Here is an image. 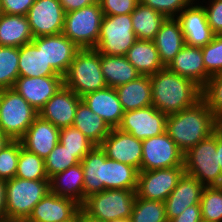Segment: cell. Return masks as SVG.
Instances as JSON below:
<instances>
[{
    "label": "cell",
    "mask_w": 222,
    "mask_h": 222,
    "mask_svg": "<svg viewBox=\"0 0 222 222\" xmlns=\"http://www.w3.org/2000/svg\"><path fill=\"white\" fill-rule=\"evenodd\" d=\"M19 76V48L0 46V90L13 88Z\"/></svg>",
    "instance_id": "cell-35"
},
{
    "label": "cell",
    "mask_w": 222,
    "mask_h": 222,
    "mask_svg": "<svg viewBox=\"0 0 222 222\" xmlns=\"http://www.w3.org/2000/svg\"><path fill=\"white\" fill-rule=\"evenodd\" d=\"M73 126L80 130L95 146H100L111 131L109 125L82 100L77 106Z\"/></svg>",
    "instance_id": "cell-31"
},
{
    "label": "cell",
    "mask_w": 222,
    "mask_h": 222,
    "mask_svg": "<svg viewBox=\"0 0 222 222\" xmlns=\"http://www.w3.org/2000/svg\"><path fill=\"white\" fill-rule=\"evenodd\" d=\"M15 177L30 180H49L44 159L21 147Z\"/></svg>",
    "instance_id": "cell-36"
},
{
    "label": "cell",
    "mask_w": 222,
    "mask_h": 222,
    "mask_svg": "<svg viewBox=\"0 0 222 222\" xmlns=\"http://www.w3.org/2000/svg\"><path fill=\"white\" fill-rule=\"evenodd\" d=\"M204 187L198 179L184 173L164 201L167 221L179 216L187 207L200 205Z\"/></svg>",
    "instance_id": "cell-20"
},
{
    "label": "cell",
    "mask_w": 222,
    "mask_h": 222,
    "mask_svg": "<svg viewBox=\"0 0 222 222\" xmlns=\"http://www.w3.org/2000/svg\"><path fill=\"white\" fill-rule=\"evenodd\" d=\"M88 107L112 128H117L124 115L115 88L106 87L82 97Z\"/></svg>",
    "instance_id": "cell-23"
},
{
    "label": "cell",
    "mask_w": 222,
    "mask_h": 222,
    "mask_svg": "<svg viewBox=\"0 0 222 222\" xmlns=\"http://www.w3.org/2000/svg\"><path fill=\"white\" fill-rule=\"evenodd\" d=\"M202 99L206 102L213 116L222 113V73L215 74L202 87Z\"/></svg>",
    "instance_id": "cell-42"
},
{
    "label": "cell",
    "mask_w": 222,
    "mask_h": 222,
    "mask_svg": "<svg viewBox=\"0 0 222 222\" xmlns=\"http://www.w3.org/2000/svg\"><path fill=\"white\" fill-rule=\"evenodd\" d=\"M168 222H202L201 206L193 205L187 207L179 216Z\"/></svg>",
    "instance_id": "cell-48"
},
{
    "label": "cell",
    "mask_w": 222,
    "mask_h": 222,
    "mask_svg": "<svg viewBox=\"0 0 222 222\" xmlns=\"http://www.w3.org/2000/svg\"><path fill=\"white\" fill-rule=\"evenodd\" d=\"M193 0H139L166 18H176Z\"/></svg>",
    "instance_id": "cell-44"
},
{
    "label": "cell",
    "mask_w": 222,
    "mask_h": 222,
    "mask_svg": "<svg viewBox=\"0 0 222 222\" xmlns=\"http://www.w3.org/2000/svg\"><path fill=\"white\" fill-rule=\"evenodd\" d=\"M82 100L73 90L64 85L46 102L38 115L61 129L73 126L77 106Z\"/></svg>",
    "instance_id": "cell-17"
},
{
    "label": "cell",
    "mask_w": 222,
    "mask_h": 222,
    "mask_svg": "<svg viewBox=\"0 0 222 222\" xmlns=\"http://www.w3.org/2000/svg\"><path fill=\"white\" fill-rule=\"evenodd\" d=\"M19 75L25 77L61 76L45 61L43 36L34 38L30 43L19 48Z\"/></svg>",
    "instance_id": "cell-24"
},
{
    "label": "cell",
    "mask_w": 222,
    "mask_h": 222,
    "mask_svg": "<svg viewBox=\"0 0 222 222\" xmlns=\"http://www.w3.org/2000/svg\"><path fill=\"white\" fill-rule=\"evenodd\" d=\"M100 63L107 87L116 88L141 76L125 56L100 54Z\"/></svg>",
    "instance_id": "cell-30"
},
{
    "label": "cell",
    "mask_w": 222,
    "mask_h": 222,
    "mask_svg": "<svg viewBox=\"0 0 222 222\" xmlns=\"http://www.w3.org/2000/svg\"><path fill=\"white\" fill-rule=\"evenodd\" d=\"M103 16L99 2L65 13L62 33L80 49H94Z\"/></svg>",
    "instance_id": "cell-8"
},
{
    "label": "cell",
    "mask_w": 222,
    "mask_h": 222,
    "mask_svg": "<svg viewBox=\"0 0 222 222\" xmlns=\"http://www.w3.org/2000/svg\"><path fill=\"white\" fill-rule=\"evenodd\" d=\"M137 40L131 14L104 15L95 50L110 56H125Z\"/></svg>",
    "instance_id": "cell-9"
},
{
    "label": "cell",
    "mask_w": 222,
    "mask_h": 222,
    "mask_svg": "<svg viewBox=\"0 0 222 222\" xmlns=\"http://www.w3.org/2000/svg\"><path fill=\"white\" fill-rule=\"evenodd\" d=\"M139 171L128 164H124L107 158L104 162V180L105 190L110 189H137Z\"/></svg>",
    "instance_id": "cell-33"
},
{
    "label": "cell",
    "mask_w": 222,
    "mask_h": 222,
    "mask_svg": "<svg viewBox=\"0 0 222 222\" xmlns=\"http://www.w3.org/2000/svg\"><path fill=\"white\" fill-rule=\"evenodd\" d=\"M59 142L80 162L95 145L76 127L69 126L60 129Z\"/></svg>",
    "instance_id": "cell-38"
},
{
    "label": "cell",
    "mask_w": 222,
    "mask_h": 222,
    "mask_svg": "<svg viewBox=\"0 0 222 222\" xmlns=\"http://www.w3.org/2000/svg\"><path fill=\"white\" fill-rule=\"evenodd\" d=\"M21 147L20 140H11L0 151V179L7 181L15 177Z\"/></svg>",
    "instance_id": "cell-41"
},
{
    "label": "cell",
    "mask_w": 222,
    "mask_h": 222,
    "mask_svg": "<svg viewBox=\"0 0 222 222\" xmlns=\"http://www.w3.org/2000/svg\"><path fill=\"white\" fill-rule=\"evenodd\" d=\"M133 31L138 40L153 41L166 17L140 2L131 13Z\"/></svg>",
    "instance_id": "cell-34"
},
{
    "label": "cell",
    "mask_w": 222,
    "mask_h": 222,
    "mask_svg": "<svg viewBox=\"0 0 222 222\" xmlns=\"http://www.w3.org/2000/svg\"><path fill=\"white\" fill-rule=\"evenodd\" d=\"M125 57L141 75H152L164 68L155 43L150 40H136Z\"/></svg>",
    "instance_id": "cell-32"
},
{
    "label": "cell",
    "mask_w": 222,
    "mask_h": 222,
    "mask_svg": "<svg viewBox=\"0 0 222 222\" xmlns=\"http://www.w3.org/2000/svg\"><path fill=\"white\" fill-rule=\"evenodd\" d=\"M200 206L202 222H222V188L205 186Z\"/></svg>",
    "instance_id": "cell-39"
},
{
    "label": "cell",
    "mask_w": 222,
    "mask_h": 222,
    "mask_svg": "<svg viewBox=\"0 0 222 222\" xmlns=\"http://www.w3.org/2000/svg\"><path fill=\"white\" fill-rule=\"evenodd\" d=\"M130 219L131 222H168L165 203L136 196Z\"/></svg>",
    "instance_id": "cell-37"
},
{
    "label": "cell",
    "mask_w": 222,
    "mask_h": 222,
    "mask_svg": "<svg viewBox=\"0 0 222 222\" xmlns=\"http://www.w3.org/2000/svg\"><path fill=\"white\" fill-rule=\"evenodd\" d=\"M214 133L222 139V113L214 117Z\"/></svg>",
    "instance_id": "cell-51"
},
{
    "label": "cell",
    "mask_w": 222,
    "mask_h": 222,
    "mask_svg": "<svg viewBox=\"0 0 222 222\" xmlns=\"http://www.w3.org/2000/svg\"><path fill=\"white\" fill-rule=\"evenodd\" d=\"M111 222H131V219L128 218V219H118V220H113Z\"/></svg>",
    "instance_id": "cell-55"
},
{
    "label": "cell",
    "mask_w": 222,
    "mask_h": 222,
    "mask_svg": "<svg viewBox=\"0 0 222 222\" xmlns=\"http://www.w3.org/2000/svg\"><path fill=\"white\" fill-rule=\"evenodd\" d=\"M104 15L131 14L139 0H98Z\"/></svg>",
    "instance_id": "cell-45"
},
{
    "label": "cell",
    "mask_w": 222,
    "mask_h": 222,
    "mask_svg": "<svg viewBox=\"0 0 222 222\" xmlns=\"http://www.w3.org/2000/svg\"><path fill=\"white\" fill-rule=\"evenodd\" d=\"M199 1L200 0L194 2L193 0L179 13L176 19L180 23L185 44L203 47L213 40L215 34L207 22L205 9L203 7L204 1H200L201 4H199Z\"/></svg>",
    "instance_id": "cell-14"
},
{
    "label": "cell",
    "mask_w": 222,
    "mask_h": 222,
    "mask_svg": "<svg viewBox=\"0 0 222 222\" xmlns=\"http://www.w3.org/2000/svg\"><path fill=\"white\" fill-rule=\"evenodd\" d=\"M45 170L49 179L66 169L81 163L73 153L67 150L60 142L44 159Z\"/></svg>",
    "instance_id": "cell-40"
},
{
    "label": "cell",
    "mask_w": 222,
    "mask_h": 222,
    "mask_svg": "<svg viewBox=\"0 0 222 222\" xmlns=\"http://www.w3.org/2000/svg\"><path fill=\"white\" fill-rule=\"evenodd\" d=\"M107 158L135 167L139 172L142 159V141L133 135L112 128L100 145Z\"/></svg>",
    "instance_id": "cell-15"
},
{
    "label": "cell",
    "mask_w": 222,
    "mask_h": 222,
    "mask_svg": "<svg viewBox=\"0 0 222 222\" xmlns=\"http://www.w3.org/2000/svg\"><path fill=\"white\" fill-rule=\"evenodd\" d=\"M115 90L124 112L152 106L151 80L148 75H141Z\"/></svg>",
    "instance_id": "cell-27"
},
{
    "label": "cell",
    "mask_w": 222,
    "mask_h": 222,
    "mask_svg": "<svg viewBox=\"0 0 222 222\" xmlns=\"http://www.w3.org/2000/svg\"><path fill=\"white\" fill-rule=\"evenodd\" d=\"M184 173V166L140 171L138 173L136 196L164 202Z\"/></svg>",
    "instance_id": "cell-11"
},
{
    "label": "cell",
    "mask_w": 222,
    "mask_h": 222,
    "mask_svg": "<svg viewBox=\"0 0 222 222\" xmlns=\"http://www.w3.org/2000/svg\"><path fill=\"white\" fill-rule=\"evenodd\" d=\"M152 105L166 115L193 106L202 96V88L191 79L170 71L167 67L149 75Z\"/></svg>",
    "instance_id": "cell-1"
},
{
    "label": "cell",
    "mask_w": 222,
    "mask_h": 222,
    "mask_svg": "<svg viewBox=\"0 0 222 222\" xmlns=\"http://www.w3.org/2000/svg\"><path fill=\"white\" fill-rule=\"evenodd\" d=\"M158 50L159 58L167 67L185 45V38L176 18H166L153 40Z\"/></svg>",
    "instance_id": "cell-25"
},
{
    "label": "cell",
    "mask_w": 222,
    "mask_h": 222,
    "mask_svg": "<svg viewBox=\"0 0 222 222\" xmlns=\"http://www.w3.org/2000/svg\"><path fill=\"white\" fill-rule=\"evenodd\" d=\"M216 153H218V163L222 169V139L216 135Z\"/></svg>",
    "instance_id": "cell-53"
},
{
    "label": "cell",
    "mask_w": 222,
    "mask_h": 222,
    "mask_svg": "<svg viewBox=\"0 0 222 222\" xmlns=\"http://www.w3.org/2000/svg\"><path fill=\"white\" fill-rule=\"evenodd\" d=\"M37 116L38 111L15 89L0 90V130L10 140H20Z\"/></svg>",
    "instance_id": "cell-5"
},
{
    "label": "cell",
    "mask_w": 222,
    "mask_h": 222,
    "mask_svg": "<svg viewBox=\"0 0 222 222\" xmlns=\"http://www.w3.org/2000/svg\"><path fill=\"white\" fill-rule=\"evenodd\" d=\"M63 85L81 98L88 93L106 88L101 71L100 53L95 49H81L63 76Z\"/></svg>",
    "instance_id": "cell-4"
},
{
    "label": "cell",
    "mask_w": 222,
    "mask_h": 222,
    "mask_svg": "<svg viewBox=\"0 0 222 222\" xmlns=\"http://www.w3.org/2000/svg\"><path fill=\"white\" fill-rule=\"evenodd\" d=\"M78 222H105L87 215L82 209L78 213Z\"/></svg>",
    "instance_id": "cell-52"
},
{
    "label": "cell",
    "mask_w": 222,
    "mask_h": 222,
    "mask_svg": "<svg viewBox=\"0 0 222 222\" xmlns=\"http://www.w3.org/2000/svg\"><path fill=\"white\" fill-rule=\"evenodd\" d=\"M203 5L206 19L215 35H222V0H208Z\"/></svg>",
    "instance_id": "cell-46"
},
{
    "label": "cell",
    "mask_w": 222,
    "mask_h": 222,
    "mask_svg": "<svg viewBox=\"0 0 222 222\" xmlns=\"http://www.w3.org/2000/svg\"><path fill=\"white\" fill-rule=\"evenodd\" d=\"M0 222H15V221H11V220H2V221H0Z\"/></svg>",
    "instance_id": "cell-56"
},
{
    "label": "cell",
    "mask_w": 222,
    "mask_h": 222,
    "mask_svg": "<svg viewBox=\"0 0 222 222\" xmlns=\"http://www.w3.org/2000/svg\"><path fill=\"white\" fill-rule=\"evenodd\" d=\"M106 159V153L100 146H95L82 159L81 165L84 173V200L88 196L105 190L103 180L104 162Z\"/></svg>",
    "instance_id": "cell-28"
},
{
    "label": "cell",
    "mask_w": 222,
    "mask_h": 222,
    "mask_svg": "<svg viewBox=\"0 0 222 222\" xmlns=\"http://www.w3.org/2000/svg\"><path fill=\"white\" fill-rule=\"evenodd\" d=\"M201 49L206 72L210 76L222 73V35H215L213 40Z\"/></svg>",
    "instance_id": "cell-43"
},
{
    "label": "cell",
    "mask_w": 222,
    "mask_h": 222,
    "mask_svg": "<svg viewBox=\"0 0 222 222\" xmlns=\"http://www.w3.org/2000/svg\"><path fill=\"white\" fill-rule=\"evenodd\" d=\"M11 140L0 130V151L3 147L9 143Z\"/></svg>",
    "instance_id": "cell-54"
},
{
    "label": "cell",
    "mask_w": 222,
    "mask_h": 222,
    "mask_svg": "<svg viewBox=\"0 0 222 222\" xmlns=\"http://www.w3.org/2000/svg\"><path fill=\"white\" fill-rule=\"evenodd\" d=\"M81 205L76 201L58 196L50 191L33 208L25 222L78 221Z\"/></svg>",
    "instance_id": "cell-16"
},
{
    "label": "cell",
    "mask_w": 222,
    "mask_h": 222,
    "mask_svg": "<svg viewBox=\"0 0 222 222\" xmlns=\"http://www.w3.org/2000/svg\"><path fill=\"white\" fill-rule=\"evenodd\" d=\"M184 166V152L164 132L142 141L140 171Z\"/></svg>",
    "instance_id": "cell-10"
},
{
    "label": "cell",
    "mask_w": 222,
    "mask_h": 222,
    "mask_svg": "<svg viewBox=\"0 0 222 222\" xmlns=\"http://www.w3.org/2000/svg\"><path fill=\"white\" fill-rule=\"evenodd\" d=\"M27 18L34 38L56 35L63 31L65 11L59 0H35Z\"/></svg>",
    "instance_id": "cell-13"
},
{
    "label": "cell",
    "mask_w": 222,
    "mask_h": 222,
    "mask_svg": "<svg viewBox=\"0 0 222 222\" xmlns=\"http://www.w3.org/2000/svg\"><path fill=\"white\" fill-rule=\"evenodd\" d=\"M50 192L69 198L80 205L84 202V173L81 163L52 176L49 179Z\"/></svg>",
    "instance_id": "cell-26"
},
{
    "label": "cell",
    "mask_w": 222,
    "mask_h": 222,
    "mask_svg": "<svg viewBox=\"0 0 222 222\" xmlns=\"http://www.w3.org/2000/svg\"><path fill=\"white\" fill-rule=\"evenodd\" d=\"M59 2L65 13H69L97 3L98 0H59Z\"/></svg>",
    "instance_id": "cell-49"
},
{
    "label": "cell",
    "mask_w": 222,
    "mask_h": 222,
    "mask_svg": "<svg viewBox=\"0 0 222 222\" xmlns=\"http://www.w3.org/2000/svg\"><path fill=\"white\" fill-rule=\"evenodd\" d=\"M80 50L81 49L63 33L43 36L45 61L62 77Z\"/></svg>",
    "instance_id": "cell-22"
},
{
    "label": "cell",
    "mask_w": 222,
    "mask_h": 222,
    "mask_svg": "<svg viewBox=\"0 0 222 222\" xmlns=\"http://www.w3.org/2000/svg\"><path fill=\"white\" fill-rule=\"evenodd\" d=\"M165 132L185 153L214 133V116L201 98L193 106L167 115Z\"/></svg>",
    "instance_id": "cell-2"
},
{
    "label": "cell",
    "mask_w": 222,
    "mask_h": 222,
    "mask_svg": "<svg viewBox=\"0 0 222 222\" xmlns=\"http://www.w3.org/2000/svg\"><path fill=\"white\" fill-rule=\"evenodd\" d=\"M136 191L124 189L103 190L85 198L81 209L89 216L111 222L131 218Z\"/></svg>",
    "instance_id": "cell-7"
},
{
    "label": "cell",
    "mask_w": 222,
    "mask_h": 222,
    "mask_svg": "<svg viewBox=\"0 0 222 222\" xmlns=\"http://www.w3.org/2000/svg\"><path fill=\"white\" fill-rule=\"evenodd\" d=\"M63 86L62 76L25 77L19 76L15 89L38 112Z\"/></svg>",
    "instance_id": "cell-18"
},
{
    "label": "cell",
    "mask_w": 222,
    "mask_h": 222,
    "mask_svg": "<svg viewBox=\"0 0 222 222\" xmlns=\"http://www.w3.org/2000/svg\"><path fill=\"white\" fill-rule=\"evenodd\" d=\"M35 0H0L1 12L9 15L27 16Z\"/></svg>",
    "instance_id": "cell-47"
},
{
    "label": "cell",
    "mask_w": 222,
    "mask_h": 222,
    "mask_svg": "<svg viewBox=\"0 0 222 222\" xmlns=\"http://www.w3.org/2000/svg\"><path fill=\"white\" fill-rule=\"evenodd\" d=\"M34 39L27 16L0 15V46L20 48Z\"/></svg>",
    "instance_id": "cell-29"
},
{
    "label": "cell",
    "mask_w": 222,
    "mask_h": 222,
    "mask_svg": "<svg viewBox=\"0 0 222 222\" xmlns=\"http://www.w3.org/2000/svg\"><path fill=\"white\" fill-rule=\"evenodd\" d=\"M60 129L39 115L20 139L22 147L45 159L59 143Z\"/></svg>",
    "instance_id": "cell-19"
},
{
    "label": "cell",
    "mask_w": 222,
    "mask_h": 222,
    "mask_svg": "<svg viewBox=\"0 0 222 222\" xmlns=\"http://www.w3.org/2000/svg\"><path fill=\"white\" fill-rule=\"evenodd\" d=\"M184 170L204 186H219L222 169L216 153V134H211L184 153Z\"/></svg>",
    "instance_id": "cell-6"
},
{
    "label": "cell",
    "mask_w": 222,
    "mask_h": 222,
    "mask_svg": "<svg viewBox=\"0 0 222 222\" xmlns=\"http://www.w3.org/2000/svg\"><path fill=\"white\" fill-rule=\"evenodd\" d=\"M166 119L167 115L152 105L124 112L117 128L143 141L163 134L166 129Z\"/></svg>",
    "instance_id": "cell-12"
},
{
    "label": "cell",
    "mask_w": 222,
    "mask_h": 222,
    "mask_svg": "<svg viewBox=\"0 0 222 222\" xmlns=\"http://www.w3.org/2000/svg\"><path fill=\"white\" fill-rule=\"evenodd\" d=\"M50 191L49 180L14 177L6 181V219L25 222L35 205Z\"/></svg>",
    "instance_id": "cell-3"
},
{
    "label": "cell",
    "mask_w": 222,
    "mask_h": 222,
    "mask_svg": "<svg viewBox=\"0 0 222 222\" xmlns=\"http://www.w3.org/2000/svg\"><path fill=\"white\" fill-rule=\"evenodd\" d=\"M167 68L173 73L191 79L201 88L211 77L205 70L201 47L185 44Z\"/></svg>",
    "instance_id": "cell-21"
},
{
    "label": "cell",
    "mask_w": 222,
    "mask_h": 222,
    "mask_svg": "<svg viewBox=\"0 0 222 222\" xmlns=\"http://www.w3.org/2000/svg\"><path fill=\"white\" fill-rule=\"evenodd\" d=\"M6 181L0 179V221L6 220Z\"/></svg>",
    "instance_id": "cell-50"
}]
</instances>
